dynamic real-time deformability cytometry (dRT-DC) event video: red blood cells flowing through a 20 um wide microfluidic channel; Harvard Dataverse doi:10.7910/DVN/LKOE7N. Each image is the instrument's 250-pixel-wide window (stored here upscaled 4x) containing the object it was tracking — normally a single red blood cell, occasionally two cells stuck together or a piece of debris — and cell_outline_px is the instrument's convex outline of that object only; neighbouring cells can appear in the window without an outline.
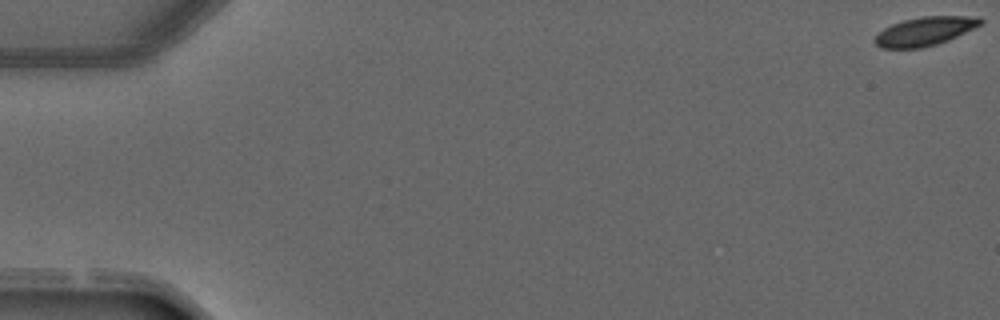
{"species": "common noctule bat (a hibernating species)", "species_latin": "Nyctalus noctula", "temperature_condition": "warm", "stored_images_in_passage": 4, "camera_frame_rate_fps": 3000, "um_per_image_px": 0.085, "animal": {"sex": "male", "forearm_length_mm": 52.5}, "frame": {"image": 1, "passage_image": 1, "time_ms": 0.0, "image_size_px": [1000, 320], "cell_outline_px": [[984, 24], [948, 40], [936, 44], [920, 48], [880, 48], [872, 40], [884, 28], [892, 24], [904, 20], [924, 16], [980, 16], [984, 20]], "centroid_in_image_um": [78.66, 2.65], "position_along_channel_um": 6.3, "area_um2": 17.74}}